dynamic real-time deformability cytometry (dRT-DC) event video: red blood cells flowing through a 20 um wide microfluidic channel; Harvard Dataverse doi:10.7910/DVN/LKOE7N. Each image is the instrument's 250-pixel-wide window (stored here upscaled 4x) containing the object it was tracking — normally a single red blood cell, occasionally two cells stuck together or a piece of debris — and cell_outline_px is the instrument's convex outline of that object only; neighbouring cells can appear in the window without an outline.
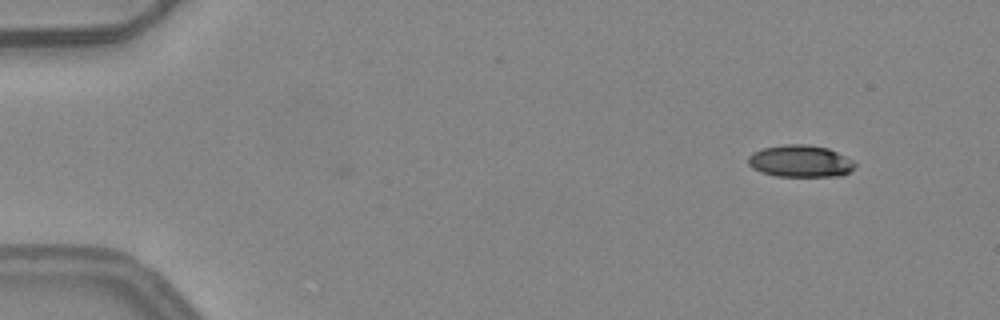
{"species": "common noctule bat (a hibernating species)", "species_latin": "Nyctalus noctula", "temperature_condition": "warm", "stored_images_in_passage": 3, "camera_frame_rate_fps": 3000, "um_per_image_px": 0.085, "animal": {"sex": "female", "body_mass_g": 24.6, "forearm_length_mm": 56.2}, "frame": {"image": 1, "passage_image": 3, "time_ms": 0.667, "image_size_px": [1000, 320], "cell_outline_px": [[856, 168], [840, 176], [776, 176], [760, 172], [752, 168], [748, 164], [748, 156], [752, 152], [764, 148], [784, 144], [804, 144], [828, 148], [852, 160], [856, 164]], "centroid_in_image_um": [68.0, 13.7], "position_along_channel_um": 17.0, "area_um2": 19.94}}